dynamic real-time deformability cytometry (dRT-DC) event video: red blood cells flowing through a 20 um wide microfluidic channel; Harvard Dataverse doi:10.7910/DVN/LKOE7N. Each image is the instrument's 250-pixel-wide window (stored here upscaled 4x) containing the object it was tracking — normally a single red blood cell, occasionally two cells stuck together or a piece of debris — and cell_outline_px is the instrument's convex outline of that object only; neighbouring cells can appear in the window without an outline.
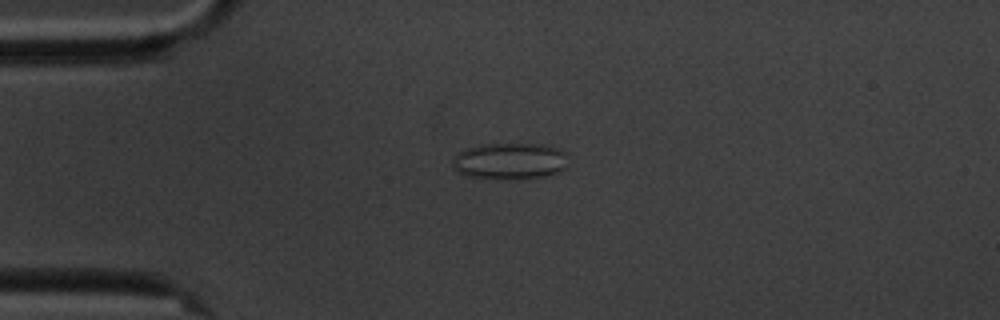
{"species": "common noctule bat (a hibernating species)", "species_latin": "Nyctalus noctula", "temperature_condition": "cold", "stored_images_in_passage": 4, "camera_frame_rate_fps": 3000, "um_per_image_px": 0.085, "animal": {"sex": "male", "body_mass_g": 20.1, "forearm_length_mm": 53.5}, "frame": {"image": 1, "passage_image": 3, "time_ms": 2.333, "image_size_px": [1000, 320], "cell_outline_px": [[568, 152], [564, 168], [560, 172], [544, 176], [508, 180], [468, 176], [456, 172], [452, 168], [452, 160], [464, 148], [480, 144], [548, 144]], "centroid_in_image_um": [43.33, 13.69], "position_along_channel_um": 41.7, "area_um2": 25.03}}